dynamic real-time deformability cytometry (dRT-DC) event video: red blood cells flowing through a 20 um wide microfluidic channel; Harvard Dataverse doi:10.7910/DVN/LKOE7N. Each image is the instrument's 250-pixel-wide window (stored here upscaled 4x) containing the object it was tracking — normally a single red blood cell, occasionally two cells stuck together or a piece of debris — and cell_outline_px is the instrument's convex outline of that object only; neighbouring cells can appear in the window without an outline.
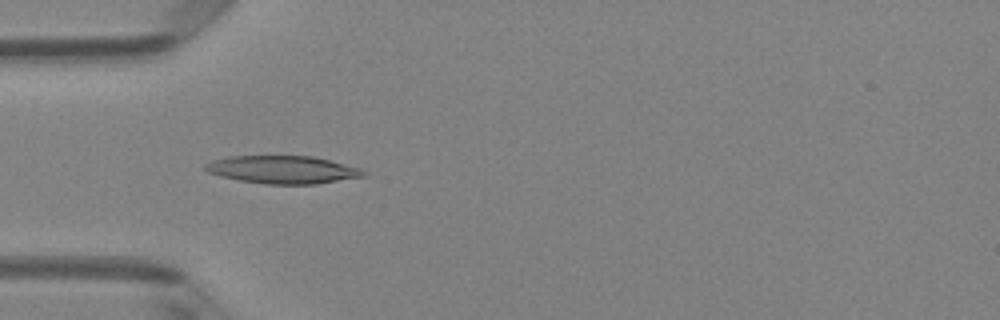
{"species": "Egyptian fruit bat (a non-hibernating species)", "species_latin": "Rousettus aegyptiacus", "temperature_condition": "room temperature", "stored_images_in_passage": 39, "camera_frame_rate_fps": 3000, "um_per_image_px": 0.085, "animal": {"sex": "female"}, "frame": {"image": 1, "passage_image": 5, "time_ms": 1.333, "image_size_px": [1000, 320], "cell_outline_px": [[368, 176], [316, 184], [264, 184], [240, 180], [220, 176], [208, 172], [204, 168], [204, 164], [212, 160], [228, 156], [312, 156], [360, 168], [368, 172]], "centroid_in_image_um": [24.05, 14.42], "position_along_channel_um": 61.0, "area_um2": 25.72}}
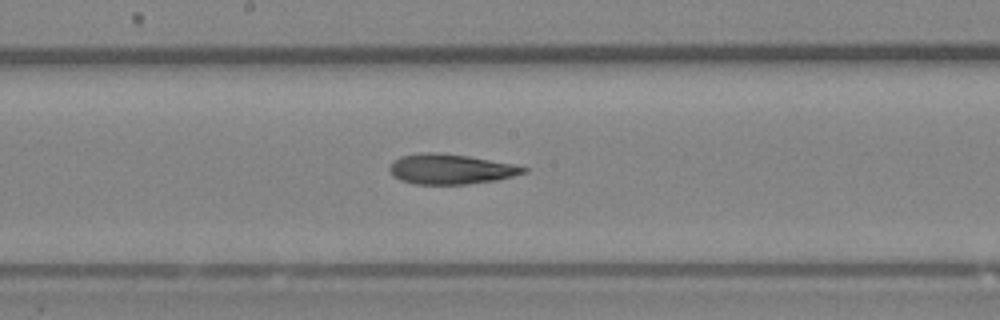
{"frame": {"image": 2, "passage_image": 16, "time_ms": 5.0, "image_size_px": [1000, 320], "cell_outline_px": [[528, 172], [496, 180], [464, 184], [412, 184], [400, 180], [392, 176], [388, 168], [392, 160], [400, 156], [424, 152], [436, 152], [468, 156], [512, 164], [528, 168]], "centroid_in_image_um": [38.24, 14.37], "position_along_channel_um": 210.0, "area_um2": 23.52}}
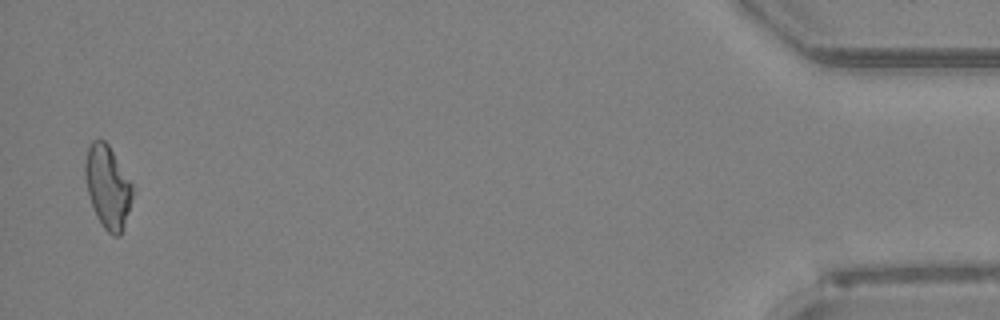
{"frame": {"image": 3, "passage_image": 38, "time_ms": 12.333, "image_size_px": [1000, 320], "cell_outline_px": [[132, 196], [128, 212], [120, 236], [112, 236], [104, 228], [96, 216], [88, 192], [84, 176], [84, 164], [88, 148], [92, 140], [104, 140], [108, 144], [132, 184]], "centroid_in_image_um": [9.13, 15.88], "position_along_channel_um": 426.1, "area_um2": 22.48}, "authors_computed_cell_mechanics": {"area_um2": 23.698, "velocity_mm_per_s": 4.1322, "shape_relaxation_time_tau1_ms": null, "shape_relaxation_time_tau2_ms": 5.9298, "deformation_change_tau1": null, "deformation_change_tau2": 0.1935}}